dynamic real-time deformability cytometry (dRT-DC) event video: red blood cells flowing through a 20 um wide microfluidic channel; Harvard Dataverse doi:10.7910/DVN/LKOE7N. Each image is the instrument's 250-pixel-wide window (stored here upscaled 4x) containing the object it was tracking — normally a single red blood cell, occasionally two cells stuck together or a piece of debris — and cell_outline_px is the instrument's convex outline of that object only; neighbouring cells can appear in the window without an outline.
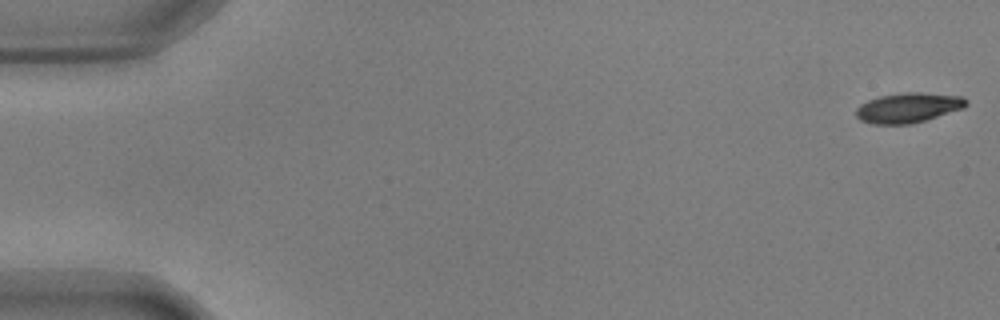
{"species": "common noctule bat (a hibernating species)", "species_latin": "Nyctalus noctula", "temperature_condition": "warm", "stored_images_in_passage": 56, "camera_frame_rate_fps": 3000, "um_per_image_px": 0.085, "animal": {"sex": "male", "body_mass_g": 17.9, "forearm_length_mm": 54.2}, "frame": {"image": 1, "passage_image": 1, "time_ms": 0.0, "image_size_px": [1000, 320], "cell_outline_px": [[968, 104], [964, 108], [912, 124], [872, 124], [860, 120], [856, 116], [856, 108], [860, 104], [868, 100], [880, 96], [908, 92], [920, 92], [964, 96], [968, 100]], "centroid_in_image_um": [77.22, 9.15], "position_along_channel_um": 7.8, "area_um2": 19.31}}
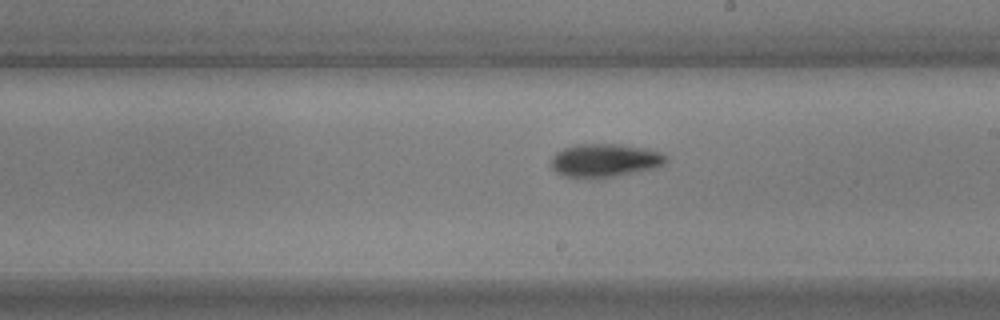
{"frame": {"image": 2, "passage_image": 32, "time_ms": 10.333, "image_size_px": [1000, 320], "cell_outline_px": [[668, 160], [664, 164], [656, 168], [596, 180], [588, 180], [564, 176], [556, 172], [548, 164], [552, 156], [556, 152], [564, 148], [576, 144], [620, 144], [644, 148], [660, 152], [668, 156]], "centroid_in_image_um": [51.37, 13.66], "position_along_channel_um": 237.6, "area_um2": 23.0}}
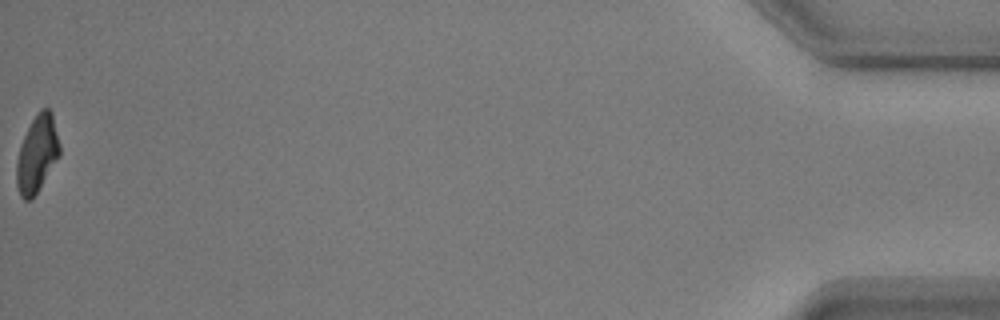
{"frame": {"image": 3, "passage_image": 56, "time_ms": 18.333, "image_size_px": [1000, 320], "cell_outline_px": [[60, 156], [32, 200], [24, 200], [20, 196], [16, 184], [16, 160], [24, 136], [32, 120], [40, 108], [48, 108], [52, 112], [60, 144]], "centroid_in_image_um": [3.16, 13.1], "position_along_channel_um": 432.0, "area_um2": 19.42}, "authors_computed_cell_mechanics": {"area_um2": 20.6346, "velocity_mm_per_s": 3.6286, "shape_relaxation_time_tau1_ms": 2.7543, "shape_relaxation_time_tau2_ms": 7.3378, "deformation_change_tau1": 0.1568, "deformation_change_tau2": 0.1219}}